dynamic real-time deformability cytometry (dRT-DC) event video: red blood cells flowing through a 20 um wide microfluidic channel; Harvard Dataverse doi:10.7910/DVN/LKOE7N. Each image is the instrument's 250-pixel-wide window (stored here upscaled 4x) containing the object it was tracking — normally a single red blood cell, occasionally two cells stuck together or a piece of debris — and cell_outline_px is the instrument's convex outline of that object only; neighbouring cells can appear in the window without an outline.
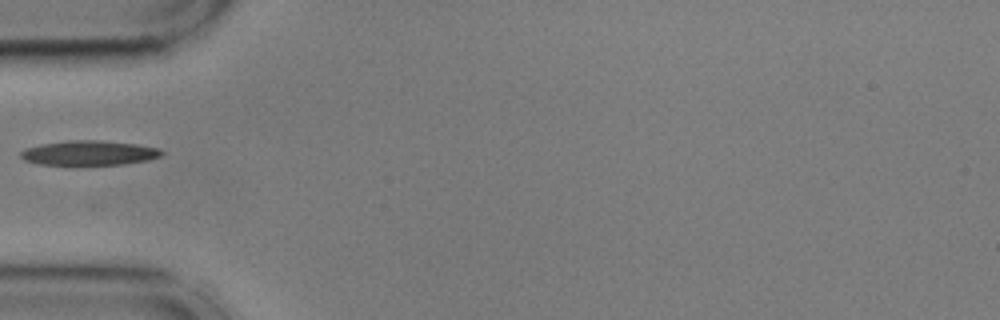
{"species": "common noctule bat (a hibernating species)", "species_latin": "Nyctalus noctula", "temperature_condition": "cold", "stored_images_in_passage": 23, "camera_frame_rate_fps": 3000, "um_per_image_px": 0.085, "animal": {"sex": "male", "body_mass_g": 17.9, "forearm_length_mm": 54.2}, "frame": {"image": 1, "passage_image": 1, "time_ms": 0.0, "image_size_px": [1000, 320], "cell_outline_px": [[164, 152], [160, 156], [148, 160], [124, 164], [40, 164], [24, 160], [20, 156], [20, 152], [24, 148], [40, 144], [68, 140], [100, 140], [136, 144], [160, 148]], "centroid_in_image_um": [7.57, 12.98], "position_along_channel_um": 77.4, "area_um2": 20.17}}